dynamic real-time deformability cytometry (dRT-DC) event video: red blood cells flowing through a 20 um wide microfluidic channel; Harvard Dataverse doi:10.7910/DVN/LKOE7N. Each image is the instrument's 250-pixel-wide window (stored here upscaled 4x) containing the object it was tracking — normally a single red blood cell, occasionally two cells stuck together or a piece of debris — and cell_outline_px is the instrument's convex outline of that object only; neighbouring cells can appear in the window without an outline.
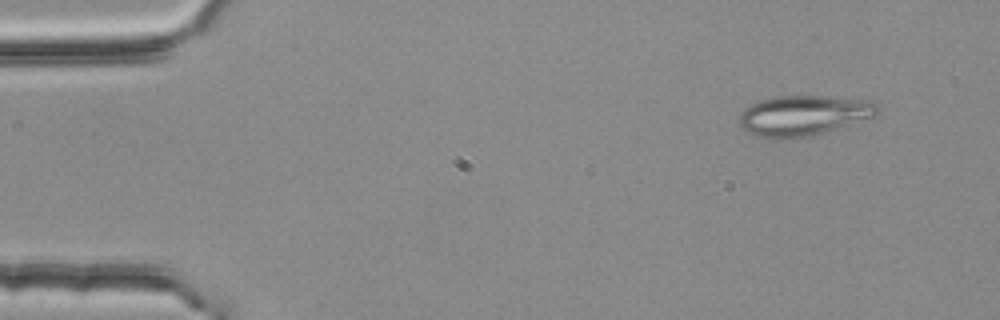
{"species": "common noctule bat (a hibernating species)", "species_latin": "Nyctalus noctula", "temperature_condition": "room temperature", "stored_images_in_passage": 3, "camera_frame_rate_fps": 3000, "um_per_image_px": 0.085, "animal": {"sex": "female", "body_mass_g": 25.1}, "frame": {"image": 1, "passage_image": 1, "time_ms": 0.0, "image_size_px": [1000, 320], "cell_outline_px": [[880, 112], [876, 116], [824, 132], [808, 136], [788, 140], [772, 140], [756, 136], [744, 132], [740, 128], [740, 112], [744, 108], [760, 100], [780, 96], [824, 96], [872, 100], [880, 108]], "centroid_in_image_um": [68.27, 9.84], "position_along_channel_um": 16.7, "area_um2": 32.95}}